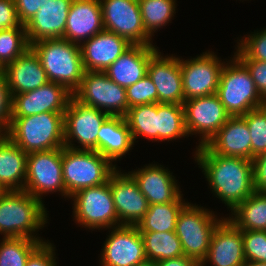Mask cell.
Masks as SVG:
<instances>
[{"instance_id":"6da1fadb","label":"cell","mask_w":266,"mask_h":266,"mask_svg":"<svg viewBox=\"0 0 266 266\" xmlns=\"http://www.w3.org/2000/svg\"><path fill=\"white\" fill-rule=\"evenodd\" d=\"M193 155L211 192L232 211L255 192L252 161L212 153L205 145Z\"/></svg>"},{"instance_id":"7a4b0ae2","label":"cell","mask_w":266,"mask_h":266,"mask_svg":"<svg viewBox=\"0 0 266 266\" xmlns=\"http://www.w3.org/2000/svg\"><path fill=\"white\" fill-rule=\"evenodd\" d=\"M46 209L44 202L24 190L3 191L0 194V234L3 238L48 241L36 236V232L48 223L49 211Z\"/></svg>"},{"instance_id":"3957f363","label":"cell","mask_w":266,"mask_h":266,"mask_svg":"<svg viewBox=\"0 0 266 266\" xmlns=\"http://www.w3.org/2000/svg\"><path fill=\"white\" fill-rule=\"evenodd\" d=\"M5 135L27 154L64 147V113L12 117Z\"/></svg>"},{"instance_id":"277c9868","label":"cell","mask_w":266,"mask_h":266,"mask_svg":"<svg viewBox=\"0 0 266 266\" xmlns=\"http://www.w3.org/2000/svg\"><path fill=\"white\" fill-rule=\"evenodd\" d=\"M39 57L49 82L65 86L73 93L80 85L84 67L80 45L66 39H46L30 44Z\"/></svg>"},{"instance_id":"5b68a950","label":"cell","mask_w":266,"mask_h":266,"mask_svg":"<svg viewBox=\"0 0 266 266\" xmlns=\"http://www.w3.org/2000/svg\"><path fill=\"white\" fill-rule=\"evenodd\" d=\"M97 151L62 148V170L68 200L77 191L108 182L117 169Z\"/></svg>"},{"instance_id":"8992f818","label":"cell","mask_w":266,"mask_h":266,"mask_svg":"<svg viewBox=\"0 0 266 266\" xmlns=\"http://www.w3.org/2000/svg\"><path fill=\"white\" fill-rule=\"evenodd\" d=\"M216 94L231 117L244 116L266 104L249 70L235 55L225 61Z\"/></svg>"},{"instance_id":"52a82bcc","label":"cell","mask_w":266,"mask_h":266,"mask_svg":"<svg viewBox=\"0 0 266 266\" xmlns=\"http://www.w3.org/2000/svg\"><path fill=\"white\" fill-rule=\"evenodd\" d=\"M224 218L201 205L188 203L179 213L175 227L184 256L201 264L207 256L212 235Z\"/></svg>"},{"instance_id":"ba28073f","label":"cell","mask_w":266,"mask_h":266,"mask_svg":"<svg viewBox=\"0 0 266 266\" xmlns=\"http://www.w3.org/2000/svg\"><path fill=\"white\" fill-rule=\"evenodd\" d=\"M70 199L74 201L72 214L79 227L92 231L118 227V216L109 181L79 190Z\"/></svg>"},{"instance_id":"9c48e42d","label":"cell","mask_w":266,"mask_h":266,"mask_svg":"<svg viewBox=\"0 0 266 266\" xmlns=\"http://www.w3.org/2000/svg\"><path fill=\"white\" fill-rule=\"evenodd\" d=\"M73 98L110 116H125L129 107L126 88L113 82L104 72L85 71Z\"/></svg>"},{"instance_id":"30bf717a","label":"cell","mask_w":266,"mask_h":266,"mask_svg":"<svg viewBox=\"0 0 266 266\" xmlns=\"http://www.w3.org/2000/svg\"><path fill=\"white\" fill-rule=\"evenodd\" d=\"M24 191L43 202V195L58 192L66 199L62 148L29 153Z\"/></svg>"},{"instance_id":"8fae6325","label":"cell","mask_w":266,"mask_h":266,"mask_svg":"<svg viewBox=\"0 0 266 266\" xmlns=\"http://www.w3.org/2000/svg\"><path fill=\"white\" fill-rule=\"evenodd\" d=\"M109 116L97 108L81 104L72 97L64 112V146L98 152V133ZM73 141L79 145L76 146Z\"/></svg>"},{"instance_id":"7c38bea8","label":"cell","mask_w":266,"mask_h":266,"mask_svg":"<svg viewBox=\"0 0 266 266\" xmlns=\"http://www.w3.org/2000/svg\"><path fill=\"white\" fill-rule=\"evenodd\" d=\"M224 64L210 50L191 59L180 57L184 101L216 94Z\"/></svg>"},{"instance_id":"4fadbf2b","label":"cell","mask_w":266,"mask_h":266,"mask_svg":"<svg viewBox=\"0 0 266 266\" xmlns=\"http://www.w3.org/2000/svg\"><path fill=\"white\" fill-rule=\"evenodd\" d=\"M183 107L188 137L200 136L196 147L206 145L231 117L217 94L186 100Z\"/></svg>"},{"instance_id":"5bb4252c","label":"cell","mask_w":266,"mask_h":266,"mask_svg":"<svg viewBox=\"0 0 266 266\" xmlns=\"http://www.w3.org/2000/svg\"><path fill=\"white\" fill-rule=\"evenodd\" d=\"M104 29L126 38L131 44L153 45L145 31L138 0H100Z\"/></svg>"},{"instance_id":"9a60e30c","label":"cell","mask_w":266,"mask_h":266,"mask_svg":"<svg viewBox=\"0 0 266 266\" xmlns=\"http://www.w3.org/2000/svg\"><path fill=\"white\" fill-rule=\"evenodd\" d=\"M108 232L100 253L101 266H136L147 260L137 226L121 225L110 228Z\"/></svg>"},{"instance_id":"2e32d148","label":"cell","mask_w":266,"mask_h":266,"mask_svg":"<svg viewBox=\"0 0 266 266\" xmlns=\"http://www.w3.org/2000/svg\"><path fill=\"white\" fill-rule=\"evenodd\" d=\"M118 169L119 167L108 180L118 216V226H137L148 211L149 203L132 175L129 172H121V168L120 171Z\"/></svg>"},{"instance_id":"e0dca14e","label":"cell","mask_w":266,"mask_h":266,"mask_svg":"<svg viewBox=\"0 0 266 266\" xmlns=\"http://www.w3.org/2000/svg\"><path fill=\"white\" fill-rule=\"evenodd\" d=\"M73 97L65 86L48 82L39 88L12 96V117H25L43 112L64 113Z\"/></svg>"},{"instance_id":"ac0fdd59","label":"cell","mask_w":266,"mask_h":266,"mask_svg":"<svg viewBox=\"0 0 266 266\" xmlns=\"http://www.w3.org/2000/svg\"><path fill=\"white\" fill-rule=\"evenodd\" d=\"M158 50L149 60L147 75L157 89V103H184L180 57Z\"/></svg>"},{"instance_id":"d6986e66","label":"cell","mask_w":266,"mask_h":266,"mask_svg":"<svg viewBox=\"0 0 266 266\" xmlns=\"http://www.w3.org/2000/svg\"><path fill=\"white\" fill-rule=\"evenodd\" d=\"M128 172L137 182L149 205L174 202L182 194L173 172L161 164L149 163Z\"/></svg>"},{"instance_id":"ffe728a7","label":"cell","mask_w":266,"mask_h":266,"mask_svg":"<svg viewBox=\"0 0 266 266\" xmlns=\"http://www.w3.org/2000/svg\"><path fill=\"white\" fill-rule=\"evenodd\" d=\"M243 266L244 256L242 230L228 218H224L215 229L207 256L200 266Z\"/></svg>"},{"instance_id":"44dd1931","label":"cell","mask_w":266,"mask_h":266,"mask_svg":"<svg viewBox=\"0 0 266 266\" xmlns=\"http://www.w3.org/2000/svg\"><path fill=\"white\" fill-rule=\"evenodd\" d=\"M131 45L126 38L102 30L80 45L84 70L104 72Z\"/></svg>"},{"instance_id":"7402d4cb","label":"cell","mask_w":266,"mask_h":266,"mask_svg":"<svg viewBox=\"0 0 266 266\" xmlns=\"http://www.w3.org/2000/svg\"><path fill=\"white\" fill-rule=\"evenodd\" d=\"M73 0H49L42 3L34 17L25 24L29 44L63 38L69 8Z\"/></svg>"},{"instance_id":"603a6c76","label":"cell","mask_w":266,"mask_h":266,"mask_svg":"<svg viewBox=\"0 0 266 266\" xmlns=\"http://www.w3.org/2000/svg\"><path fill=\"white\" fill-rule=\"evenodd\" d=\"M104 30L100 0H73L63 39L81 45Z\"/></svg>"},{"instance_id":"cb8c5ba5","label":"cell","mask_w":266,"mask_h":266,"mask_svg":"<svg viewBox=\"0 0 266 266\" xmlns=\"http://www.w3.org/2000/svg\"><path fill=\"white\" fill-rule=\"evenodd\" d=\"M158 50L155 44H132L104 73L113 82L127 88L147 75L149 60Z\"/></svg>"},{"instance_id":"d4e9b609","label":"cell","mask_w":266,"mask_h":266,"mask_svg":"<svg viewBox=\"0 0 266 266\" xmlns=\"http://www.w3.org/2000/svg\"><path fill=\"white\" fill-rule=\"evenodd\" d=\"M212 153L251 161V134L242 116L230 117L205 145Z\"/></svg>"},{"instance_id":"484cf974","label":"cell","mask_w":266,"mask_h":266,"mask_svg":"<svg viewBox=\"0 0 266 266\" xmlns=\"http://www.w3.org/2000/svg\"><path fill=\"white\" fill-rule=\"evenodd\" d=\"M1 72L5 75L12 96L33 91L49 82L39 57L31 48L6 65Z\"/></svg>"},{"instance_id":"4316f807","label":"cell","mask_w":266,"mask_h":266,"mask_svg":"<svg viewBox=\"0 0 266 266\" xmlns=\"http://www.w3.org/2000/svg\"><path fill=\"white\" fill-rule=\"evenodd\" d=\"M132 147L134 142L125 118L109 116L98 133V152L115 164L117 159L121 160Z\"/></svg>"},{"instance_id":"83f0119b","label":"cell","mask_w":266,"mask_h":266,"mask_svg":"<svg viewBox=\"0 0 266 266\" xmlns=\"http://www.w3.org/2000/svg\"><path fill=\"white\" fill-rule=\"evenodd\" d=\"M27 156L6 135L0 139V187L3 191L24 190Z\"/></svg>"},{"instance_id":"f1b7e54d","label":"cell","mask_w":266,"mask_h":266,"mask_svg":"<svg viewBox=\"0 0 266 266\" xmlns=\"http://www.w3.org/2000/svg\"><path fill=\"white\" fill-rule=\"evenodd\" d=\"M228 218L242 231H266V193L255 191L238 204Z\"/></svg>"},{"instance_id":"f546056e","label":"cell","mask_w":266,"mask_h":266,"mask_svg":"<svg viewBox=\"0 0 266 266\" xmlns=\"http://www.w3.org/2000/svg\"><path fill=\"white\" fill-rule=\"evenodd\" d=\"M183 193L174 201L166 204H150L144 218L138 223L140 232L175 231L181 210L189 203Z\"/></svg>"},{"instance_id":"4dcf8cb0","label":"cell","mask_w":266,"mask_h":266,"mask_svg":"<svg viewBox=\"0 0 266 266\" xmlns=\"http://www.w3.org/2000/svg\"><path fill=\"white\" fill-rule=\"evenodd\" d=\"M186 136L183 105L157 103V141L169 142Z\"/></svg>"},{"instance_id":"1f68e13d","label":"cell","mask_w":266,"mask_h":266,"mask_svg":"<svg viewBox=\"0 0 266 266\" xmlns=\"http://www.w3.org/2000/svg\"><path fill=\"white\" fill-rule=\"evenodd\" d=\"M140 233L143 238L147 260L157 262L184 255L181 241L175 231Z\"/></svg>"},{"instance_id":"d6a6232c","label":"cell","mask_w":266,"mask_h":266,"mask_svg":"<svg viewBox=\"0 0 266 266\" xmlns=\"http://www.w3.org/2000/svg\"><path fill=\"white\" fill-rule=\"evenodd\" d=\"M135 144L138 137L157 141V103H149L129 108L124 116Z\"/></svg>"},{"instance_id":"836d02e7","label":"cell","mask_w":266,"mask_h":266,"mask_svg":"<svg viewBox=\"0 0 266 266\" xmlns=\"http://www.w3.org/2000/svg\"><path fill=\"white\" fill-rule=\"evenodd\" d=\"M138 3L144 29L151 37L171 23L176 13V0H138Z\"/></svg>"},{"instance_id":"e575fe53","label":"cell","mask_w":266,"mask_h":266,"mask_svg":"<svg viewBox=\"0 0 266 266\" xmlns=\"http://www.w3.org/2000/svg\"><path fill=\"white\" fill-rule=\"evenodd\" d=\"M43 242L27 237L2 238L0 266H25L30 254Z\"/></svg>"},{"instance_id":"d590c367","label":"cell","mask_w":266,"mask_h":266,"mask_svg":"<svg viewBox=\"0 0 266 266\" xmlns=\"http://www.w3.org/2000/svg\"><path fill=\"white\" fill-rule=\"evenodd\" d=\"M29 48L25 27L0 30V69L12 63Z\"/></svg>"},{"instance_id":"8d00e7d4","label":"cell","mask_w":266,"mask_h":266,"mask_svg":"<svg viewBox=\"0 0 266 266\" xmlns=\"http://www.w3.org/2000/svg\"><path fill=\"white\" fill-rule=\"evenodd\" d=\"M251 134V161L266 152V104L242 116Z\"/></svg>"},{"instance_id":"74e56055","label":"cell","mask_w":266,"mask_h":266,"mask_svg":"<svg viewBox=\"0 0 266 266\" xmlns=\"http://www.w3.org/2000/svg\"><path fill=\"white\" fill-rule=\"evenodd\" d=\"M237 40L234 55L238 59L266 61V28L254 30Z\"/></svg>"},{"instance_id":"f35d334b","label":"cell","mask_w":266,"mask_h":266,"mask_svg":"<svg viewBox=\"0 0 266 266\" xmlns=\"http://www.w3.org/2000/svg\"><path fill=\"white\" fill-rule=\"evenodd\" d=\"M246 261L266 263V231H242Z\"/></svg>"},{"instance_id":"ab89813d","label":"cell","mask_w":266,"mask_h":266,"mask_svg":"<svg viewBox=\"0 0 266 266\" xmlns=\"http://www.w3.org/2000/svg\"><path fill=\"white\" fill-rule=\"evenodd\" d=\"M128 107L157 103V89L148 75L126 88Z\"/></svg>"},{"instance_id":"60d3db41","label":"cell","mask_w":266,"mask_h":266,"mask_svg":"<svg viewBox=\"0 0 266 266\" xmlns=\"http://www.w3.org/2000/svg\"><path fill=\"white\" fill-rule=\"evenodd\" d=\"M12 120V95L5 75L0 72V129L6 133Z\"/></svg>"},{"instance_id":"b9f144b4","label":"cell","mask_w":266,"mask_h":266,"mask_svg":"<svg viewBox=\"0 0 266 266\" xmlns=\"http://www.w3.org/2000/svg\"><path fill=\"white\" fill-rule=\"evenodd\" d=\"M56 258L55 246L48 240L30 254L25 266H57Z\"/></svg>"},{"instance_id":"7bdbcfd3","label":"cell","mask_w":266,"mask_h":266,"mask_svg":"<svg viewBox=\"0 0 266 266\" xmlns=\"http://www.w3.org/2000/svg\"><path fill=\"white\" fill-rule=\"evenodd\" d=\"M249 70L260 96L266 101V61L239 59Z\"/></svg>"},{"instance_id":"ee69618b","label":"cell","mask_w":266,"mask_h":266,"mask_svg":"<svg viewBox=\"0 0 266 266\" xmlns=\"http://www.w3.org/2000/svg\"><path fill=\"white\" fill-rule=\"evenodd\" d=\"M25 27L19 20L14 0H0V30Z\"/></svg>"},{"instance_id":"f6af8a7d","label":"cell","mask_w":266,"mask_h":266,"mask_svg":"<svg viewBox=\"0 0 266 266\" xmlns=\"http://www.w3.org/2000/svg\"><path fill=\"white\" fill-rule=\"evenodd\" d=\"M252 165L254 189L266 193V152L254 157Z\"/></svg>"},{"instance_id":"bcb514c9","label":"cell","mask_w":266,"mask_h":266,"mask_svg":"<svg viewBox=\"0 0 266 266\" xmlns=\"http://www.w3.org/2000/svg\"><path fill=\"white\" fill-rule=\"evenodd\" d=\"M49 0H14L17 14L22 25L30 21L41 8L42 3Z\"/></svg>"},{"instance_id":"7dc6e473","label":"cell","mask_w":266,"mask_h":266,"mask_svg":"<svg viewBox=\"0 0 266 266\" xmlns=\"http://www.w3.org/2000/svg\"><path fill=\"white\" fill-rule=\"evenodd\" d=\"M156 265L157 266H200V264L196 260L186 257L184 255L178 258L157 261Z\"/></svg>"},{"instance_id":"c3c4849f","label":"cell","mask_w":266,"mask_h":266,"mask_svg":"<svg viewBox=\"0 0 266 266\" xmlns=\"http://www.w3.org/2000/svg\"><path fill=\"white\" fill-rule=\"evenodd\" d=\"M136 266H157L155 261L152 260H145L139 264H137Z\"/></svg>"},{"instance_id":"681fc988","label":"cell","mask_w":266,"mask_h":266,"mask_svg":"<svg viewBox=\"0 0 266 266\" xmlns=\"http://www.w3.org/2000/svg\"><path fill=\"white\" fill-rule=\"evenodd\" d=\"M243 266H266V263L246 261Z\"/></svg>"},{"instance_id":"f907efd6","label":"cell","mask_w":266,"mask_h":266,"mask_svg":"<svg viewBox=\"0 0 266 266\" xmlns=\"http://www.w3.org/2000/svg\"><path fill=\"white\" fill-rule=\"evenodd\" d=\"M5 135V133L0 129V139Z\"/></svg>"}]
</instances>
